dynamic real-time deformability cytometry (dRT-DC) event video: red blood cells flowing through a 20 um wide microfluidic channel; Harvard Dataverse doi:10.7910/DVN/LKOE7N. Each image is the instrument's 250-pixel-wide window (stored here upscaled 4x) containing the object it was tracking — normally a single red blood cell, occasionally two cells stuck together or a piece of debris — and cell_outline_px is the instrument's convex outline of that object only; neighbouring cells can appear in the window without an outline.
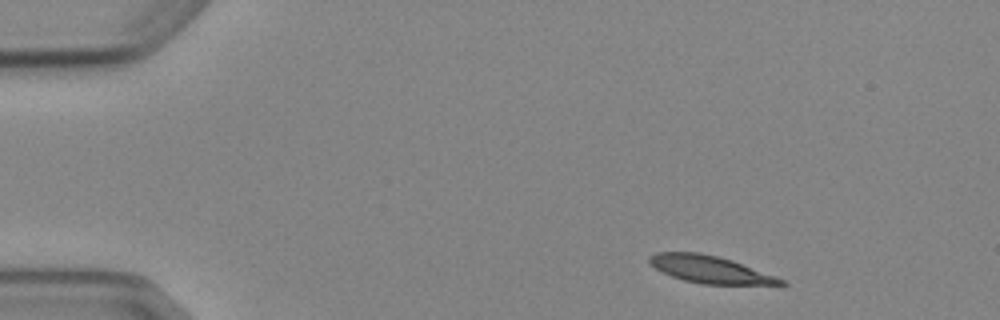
{"species": "Egyptian fruit bat (a non-hibernating species)", "species_latin": "Rousettus aegyptiacus", "temperature_condition": "cold", "stored_images_in_passage": 12, "camera_frame_rate_fps": 3000, "um_per_image_px": 0.085, "animal": {"sex": "female"}, "frame": {"image": 1, "passage_image": 1, "time_ms": 0.0, "image_size_px": [1000, 320], "cell_outline_px": [[788, 284], [784, 288], [700, 284], [684, 280], [672, 276], [656, 268], [648, 260], [648, 256], [656, 252], [700, 252], [732, 260], [788, 280]], "centroid_in_image_um": [60.61, 22.97], "position_along_channel_um": 24.4, "area_um2": 22.02}}
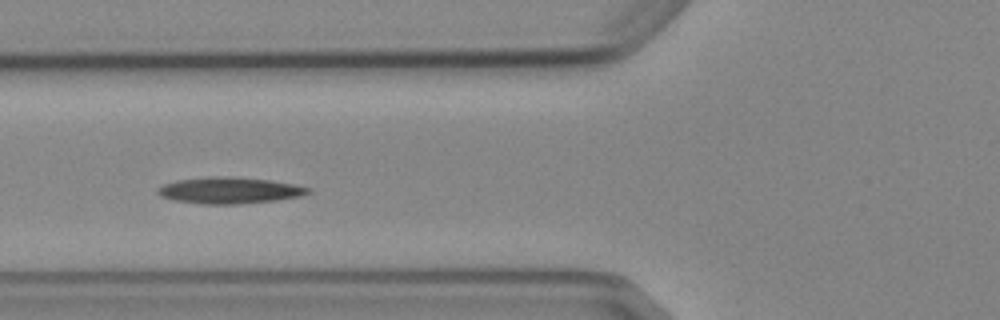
{"frame": {"image": 2, "passage_image": 4, "time_ms": 4.333, "image_size_px": [1000, 320], "cell_outline_px": [[312, 192], [300, 196], [276, 200], [236, 204], [200, 204], [176, 200], [160, 196], [156, 192], [156, 188], [164, 184], [176, 180], [208, 176], [228, 176], [268, 180], [292, 184], [312, 188]], "centroid_in_image_um": [19.47, 16.18], "position_along_channel_um": 106.3, "area_um2": 23.12}}
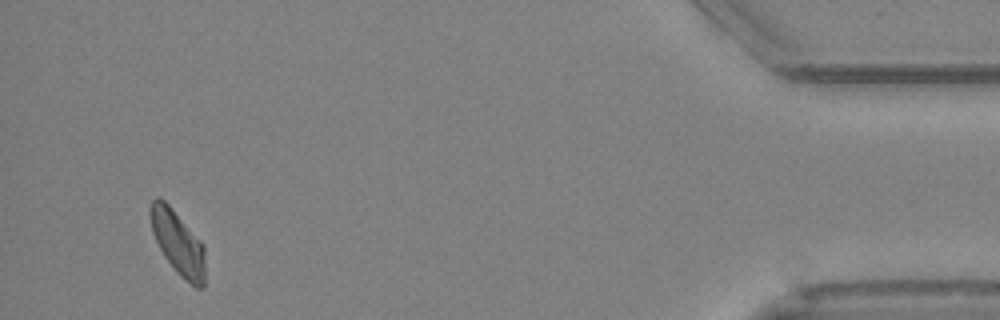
{"frame": {"image": 3, "passage_image": 12, "time_ms": 14.333, "image_size_px": [1000, 320], "cell_outline_px": [[204, 288], [196, 288], [180, 276], [176, 272], [164, 256], [152, 232], [148, 212], [148, 208], [152, 200], [156, 196], [164, 200], [168, 204], [204, 244]], "centroid_in_image_um": [15.1, 20.62], "position_along_channel_um": 420.1, "area_um2": 20.46}, "authors_computed_cell_mechanics": {"area_um2": 21.2993, "velocity_mm_per_s": 3.8273, "shape_relaxation_time_tau1_ms": null, "shape_relaxation_time_tau2_ms": 2.4687, "deformation_change_tau1": null, "deformation_change_tau2": 0.0709}}